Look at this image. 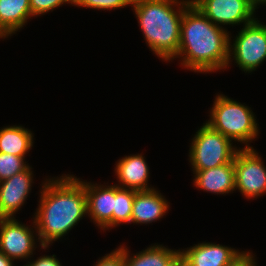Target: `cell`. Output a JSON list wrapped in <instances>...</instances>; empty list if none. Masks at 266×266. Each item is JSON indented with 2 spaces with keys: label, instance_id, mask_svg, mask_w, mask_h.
Returning <instances> with one entry per match:
<instances>
[{
  "label": "cell",
  "instance_id": "6da1fadb",
  "mask_svg": "<svg viewBox=\"0 0 266 266\" xmlns=\"http://www.w3.org/2000/svg\"><path fill=\"white\" fill-rule=\"evenodd\" d=\"M40 194L33 227L37 230V242L45 250L87 215L85 181L69 174L46 179Z\"/></svg>",
  "mask_w": 266,
  "mask_h": 266
},
{
  "label": "cell",
  "instance_id": "7a4b0ae2",
  "mask_svg": "<svg viewBox=\"0 0 266 266\" xmlns=\"http://www.w3.org/2000/svg\"><path fill=\"white\" fill-rule=\"evenodd\" d=\"M194 72L211 73L229 63V32L215 25L192 3L182 15L179 50L176 58Z\"/></svg>",
  "mask_w": 266,
  "mask_h": 266
},
{
  "label": "cell",
  "instance_id": "3957f363",
  "mask_svg": "<svg viewBox=\"0 0 266 266\" xmlns=\"http://www.w3.org/2000/svg\"><path fill=\"white\" fill-rule=\"evenodd\" d=\"M191 3V0H133L132 7L147 45L164 61L176 58L182 15Z\"/></svg>",
  "mask_w": 266,
  "mask_h": 266
},
{
  "label": "cell",
  "instance_id": "277c9868",
  "mask_svg": "<svg viewBox=\"0 0 266 266\" xmlns=\"http://www.w3.org/2000/svg\"><path fill=\"white\" fill-rule=\"evenodd\" d=\"M255 118L248 106L223 94H217L210 111V119L205 123L231 141L246 143L244 148H253L248 143H251L259 134Z\"/></svg>",
  "mask_w": 266,
  "mask_h": 266
},
{
  "label": "cell",
  "instance_id": "5b68a950",
  "mask_svg": "<svg viewBox=\"0 0 266 266\" xmlns=\"http://www.w3.org/2000/svg\"><path fill=\"white\" fill-rule=\"evenodd\" d=\"M222 133L204 124L192 139L189 157L193 170H205L228 164L239 150Z\"/></svg>",
  "mask_w": 266,
  "mask_h": 266
},
{
  "label": "cell",
  "instance_id": "8992f818",
  "mask_svg": "<svg viewBox=\"0 0 266 266\" xmlns=\"http://www.w3.org/2000/svg\"><path fill=\"white\" fill-rule=\"evenodd\" d=\"M229 37V63L231 58L245 73L256 70L266 59V25L259 20L243 25L236 38ZM234 55V56H233ZM232 56V57H231Z\"/></svg>",
  "mask_w": 266,
  "mask_h": 266
},
{
  "label": "cell",
  "instance_id": "52a82bcc",
  "mask_svg": "<svg viewBox=\"0 0 266 266\" xmlns=\"http://www.w3.org/2000/svg\"><path fill=\"white\" fill-rule=\"evenodd\" d=\"M235 189L252 199L266 193V167L254 148H242L234 157Z\"/></svg>",
  "mask_w": 266,
  "mask_h": 266
},
{
  "label": "cell",
  "instance_id": "ba28073f",
  "mask_svg": "<svg viewBox=\"0 0 266 266\" xmlns=\"http://www.w3.org/2000/svg\"><path fill=\"white\" fill-rule=\"evenodd\" d=\"M215 25H246L257 18L254 12L258 5L255 0H191ZM220 24V25H219Z\"/></svg>",
  "mask_w": 266,
  "mask_h": 266
},
{
  "label": "cell",
  "instance_id": "9c48e42d",
  "mask_svg": "<svg viewBox=\"0 0 266 266\" xmlns=\"http://www.w3.org/2000/svg\"><path fill=\"white\" fill-rule=\"evenodd\" d=\"M34 232L37 230L30 229L15 217L0 218V251L13 261L31 258L36 244L34 236L38 240Z\"/></svg>",
  "mask_w": 266,
  "mask_h": 266
},
{
  "label": "cell",
  "instance_id": "30bf717a",
  "mask_svg": "<svg viewBox=\"0 0 266 266\" xmlns=\"http://www.w3.org/2000/svg\"><path fill=\"white\" fill-rule=\"evenodd\" d=\"M31 168L28 166L24 171L0 181L1 218L14 217L15 213L24 205L33 183Z\"/></svg>",
  "mask_w": 266,
  "mask_h": 266
},
{
  "label": "cell",
  "instance_id": "8fae6325",
  "mask_svg": "<svg viewBox=\"0 0 266 266\" xmlns=\"http://www.w3.org/2000/svg\"><path fill=\"white\" fill-rule=\"evenodd\" d=\"M85 182L87 214L102 230L112 228L114 209V185H98Z\"/></svg>",
  "mask_w": 266,
  "mask_h": 266
},
{
  "label": "cell",
  "instance_id": "7c38bea8",
  "mask_svg": "<svg viewBox=\"0 0 266 266\" xmlns=\"http://www.w3.org/2000/svg\"><path fill=\"white\" fill-rule=\"evenodd\" d=\"M241 252L231 247L209 242L180 250L184 266H226Z\"/></svg>",
  "mask_w": 266,
  "mask_h": 266
},
{
  "label": "cell",
  "instance_id": "4fadbf2b",
  "mask_svg": "<svg viewBox=\"0 0 266 266\" xmlns=\"http://www.w3.org/2000/svg\"><path fill=\"white\" fill-rule=\"evenodd\" d=\"M115 173L119 179L117 186L134 191H148L155 188L149 187V166L142 154L122 157L117 161Z\"/></svg>",
  "mask_w": 266,
  "mask_h": 266
},
{
  "label": "cell",
  "instance_id": "5bb4252c",
  "mask_svg": "<svg viewBox=\"0 0 266 266\" xmlns=\"http://www.w3.org/2000/svg\"><path fill=\"white\" fill-rule=\"evenodd\" d=\"M168 201L152 189L135 193L132 205L131 223L148 224L162 218L168 211Z\"/></svg>",
  "mask_w": 266,
  "mask_h": 266
},
{
  "label": "cell",
  "instance_id": "9a60e30c",
  "mask_svg": "<svg viewBox=\"0 0 266 266\" xmlns=\"http://www.w3.org/2000/svg\"><path fill=\"white\" fill-rule=\"evenodd\" d=\"M194 186L216 194H228L235 189L234 160L228 164L205 170H192Z\"/></svg>",
  "mask_w": 266,
  "mask_h": 266
},
{
  "label": "cell",
  "instance_id": "2e32d148",
  "mask_svg": "<svg viewBox=\"0 0 266 266\" xmlns=\"http://www.w3.org/2000/svg\"><path fill=\"white\" fill-rule=\"evenodd\" d=\"M31 17L29 0H0V38L16 33Z\"/></svg>",
  "mask_w": 266,
  "mask_h": 266
},
{
  "label": "cell",
  "instance_id": "e0dca14e",
  "mask_svg": "<svg viewBox=\"0 0 266 266\" xmlns=\"http://www.w3.org/2000/svg\"><path fill=\"white\" fill-rule=\"evenodd\" d=\"M124 253L125 266H172L180 258V249L171 250L163 245H151L130 256L125 246L118 247Z\"/></svg>",
  "mask_w": 266,
  "mask_h": 266
},
{
  "label": "cell",
  "instance_id": "ac0fdd59",
  "mask_svg": "<svg viewBox=\"0 0 266 266\" xmlns=\"http://www.w3.org/2000/svg\"><path fill=\"white\" fill-rule=\"evenodd\" d=\"M33 134L22 126H8L0 129V152L25 157L33 146Z\"/></svg>",
  "mask_w": 266,
  "mask_h": 266
},
{
  "label": "cell",
  "instance_id": "d6986e66",
  "mask_svg": "<svg viewBox=\"0 0 266 266\" xmlns=\"http://www.w3.org/2000/svg\"><path fill=\"white\" fill-rule=\"evenodd\" d=\"M137 191L114 185V209L112 214V228L121 223H130L132 205Z\"/></svg>",
  "mask_w": 266,
  "mask_h": 266
},
{
  "label": "cell",
  "instance_id": "ffe728a7",
  "mask_svg": "<svg viewBox=\"0 0 266 266\" xmlns=\"http://www.w3.org/2000/svg\"><path fill=\"white\" fill-rule=\"evenodd\" d=\"M25 157L0 152V181L24 171L29 165Z\"/></svg>",
  "mask_w": 266,
  "mask_h": 266
},
{
  "label": "cell",
  "instance_id": "44dd1931",
  "mask_svg": "<svg viewBox=\"0 0 266 266\" xmlns=\"http://www.w3.org/2000/svg\"><path fill=\"white\" fill-rule=\"evenodd\" d=\"M72 5L98 10H112L124 8L127 5L132 6L133 0H72Z\"/></svg>",
  "mask_w": 266,
  "mask_h": 266
},
{
  "label": "cell",
  "instance_id": "7402d4cb",
  "mask_svg": "<svg viewBox=\"0 0 266 266\" xmlns=\"http://www.w3.org/2000/svg\"><path fill=\"white\" fill-rule=\"evenodd\" d=\"M30 10L33 17L40 16L60 7L62 4L71 3L72 0H29Z\"/></svg>",
  "mask_w": 266,
  "mask_h": 266
},
{
  "label": "cell",
  "instance_id": "603a6c76",
  "mask_svg": "<svg viewBox=\"0 0 266 266\" xmlns=\"http://www.w3.org/2000/svg\"><path fill=\"white\" fill-rule=\"evenodd\" d=\"M95 266H125L124 253L116 248L98 260Z\"/></svg>",
  "mask_w": 266,
  "mask_h": 266
},
{
  "label": "cell",
  "instance_id": "cb8c5ba5",
  "mask_svg": "<svg viewBox=\"0 0 266 266\" xmlns=\"http://www.w3.org/2000/svg\"><path fill=\"white\" fill-rule=\"evenodd\" d=\"M226 266H257L252 252L242 251Z\"/></svg>",
  "mask_w": 266,
  "mask_h": 266
},
{
  "label": "cell",
  "instance_id": "d4e9b609",
  "mask_svg": "<svg viewBox=\"0 0 266 266\" xmlns=\"http://www.w3.org/2000/svg\"><path fill=\"white\" fill-rule=\"evenodd\" d=\"M24 266H62L56 255L40 256L35 261L29 262Z\"/></svg>",
  "mask_w": 266,
  "mask_h": 266
},
{
  "label": "cell",
  "instance_id": "484cf974",
  "mask_svg": "<svg viewBox=\"0 0 266 266\" xmlns=\"http://www.w3.org/2000/svg\"><path fill=\"white\" fill-rule=\"evenodd\" d=\"M14 262L0 251V266H13Z\"/></svg>",
  "mask_w": 266,
  "mask_h": 266
},
{
  "label": "cell",
  "instance_id": "4316f807",
  "mask_svg": "<svg viewBox=\"0 0 266 266\" xmlns=\"http://www.w3.org/2000/svg\"><path fill=\"white\" fill-rule=\"evenodd\" d=\"M172 266H184L183 260L179 258Z\"/></svg>",
  "mask_w": 266,
  "mask_h": 266
},
{
  "label": "cell",
  "instance_id": "83f0119b",
  "mask_svg": "<svg viewBox=\"0 0 266 266\" xmlns=\"http://www.w3.org/2000/svg\"><path fill=\"white\" fill-rule=\"evenodd\" d=\"M255 1H256L257 5H259V4L262 5L266 2V0H255Z\"/></svg>",
  "mask_w": 266,
  "mask_h": 266
}]
</instances>
